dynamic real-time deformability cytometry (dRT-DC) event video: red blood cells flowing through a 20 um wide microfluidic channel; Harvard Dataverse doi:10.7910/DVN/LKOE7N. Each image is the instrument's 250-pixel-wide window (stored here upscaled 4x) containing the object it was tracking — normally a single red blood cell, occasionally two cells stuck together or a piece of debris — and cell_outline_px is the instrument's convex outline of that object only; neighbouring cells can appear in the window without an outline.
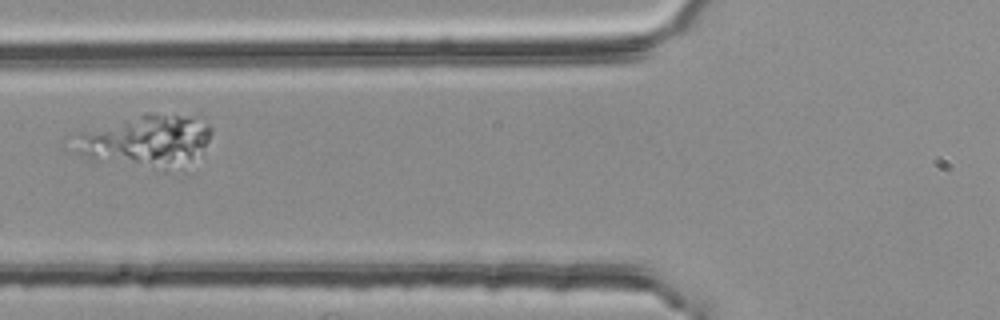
{"species": "common noctule bat (a hibernating species)", "species_latin": "Nyctalus noctula", "temperature_condition": "room temperature", "stored_images_in_passage": 2, "camera_frame_rate_fps": 3000, "um_per_image_px": 0.085, "animal": {"sex": "female", "body_mass_g": 25.1}, "frame": {"image": 1, "passage_image": 2, "time_ms": 0.333, "image_size_px": [1000, 320], "cell_outline_px": [[212, 132], [208, 140], [204, 144], [168, 172], [164, 172], [96, 160], [64, 152], [60, 148], [60, 144], [76, 132], [144, 112], [148, 112], [180, 116], [208, 124], [212, 128]], "centroid_in_image_um": [11.99, 11.99], "position_along_channel_um": 113.8, "area_um2": 42.66}}